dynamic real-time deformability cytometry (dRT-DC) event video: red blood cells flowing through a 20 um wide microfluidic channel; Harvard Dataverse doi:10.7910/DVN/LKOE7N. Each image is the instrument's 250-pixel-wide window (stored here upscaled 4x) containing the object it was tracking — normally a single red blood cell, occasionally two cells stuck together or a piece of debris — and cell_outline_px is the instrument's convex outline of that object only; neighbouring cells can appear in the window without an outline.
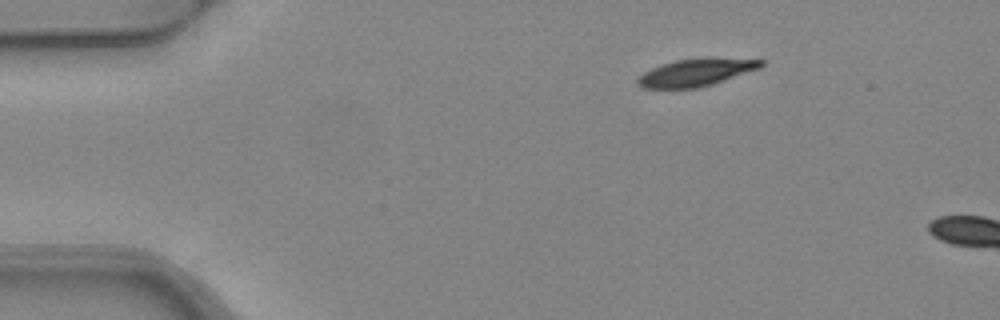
{"species": "common noctule bat (a hibernating species)", "species_latin": "Nyctalus noctula", "temperature_condition": "warm", "stored_images_in_passage": 2, "camera_frame_rate_fps": 3000, "um_per_image_px": 0.085, "animal": {"sex": "female", "body_mass_g": 24.6, "forearm_length_mm": 56.2}, "frame": {"image": 1, "passage_image": 1, "time_ms": 0.0, "image_size_px": [1000, 320], "cell_outline_px": [[764, 64], [760, 68], [700, 88], [644, 88], [636, 84], [636, 80], [644, 72], [660, 64], [676, 60], [708, 56], [764, 60]], "centroid_in_image_um": [59.18, 6.13], "position_along_channel_um": 25.8, "area_um2": 20.0}}